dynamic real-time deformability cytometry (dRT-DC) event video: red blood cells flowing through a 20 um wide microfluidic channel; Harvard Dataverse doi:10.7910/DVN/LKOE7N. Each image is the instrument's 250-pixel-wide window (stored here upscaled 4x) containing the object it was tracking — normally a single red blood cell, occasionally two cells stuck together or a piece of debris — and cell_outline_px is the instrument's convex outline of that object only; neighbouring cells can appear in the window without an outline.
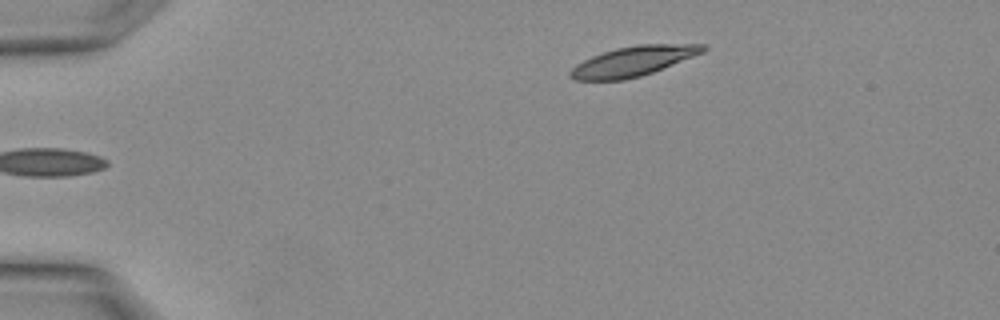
{"species": "Egyptian fruit bat (a non-hibernating species)", "species_latin": "Rousettus aegyptiacus", "temperature_condition": "warm", "stored_images_in_passage": 3, "camera_frame_rate_fps": 3000, "um_per_image_px": 0.085, "animal": {"sex": "female"}, "frame": {"image": 1, "passage_image": 3, "time_ms": 0.667, "image_size_px": [1000, 320], "cell_outline_px": [[708, 48], [704, 52], [652, 72], [640, 76], [624, 80], [572, 80], [568, 76], [568, 72], [576, 64], [592, 56], [616, 48], [640, 44], [704, 44]], "centroid_in_image_um": [53.79, 5.2], "position_along_channel_um": 31.2, "area_um2": 22.95}}